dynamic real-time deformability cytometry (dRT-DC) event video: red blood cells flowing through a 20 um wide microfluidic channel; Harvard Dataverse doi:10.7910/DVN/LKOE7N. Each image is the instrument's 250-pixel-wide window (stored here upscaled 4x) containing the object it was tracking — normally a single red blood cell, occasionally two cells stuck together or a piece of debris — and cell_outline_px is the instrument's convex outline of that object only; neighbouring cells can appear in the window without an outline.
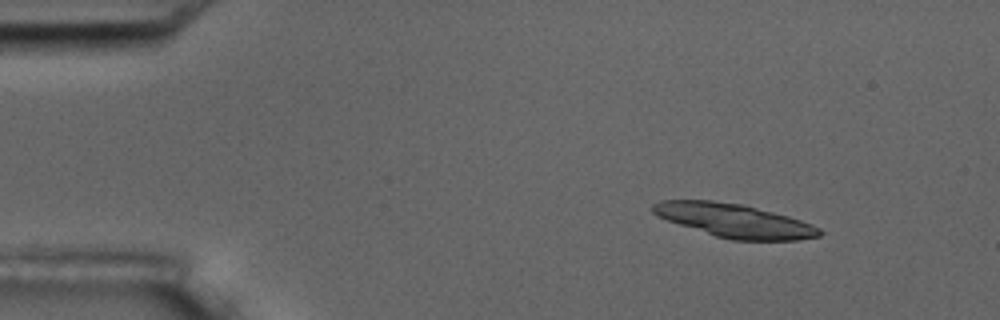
{"species": "common noctule bat (a hibernating species)", "species_latin": "Nyctalus noctula", "temperature_condition": "room temperature", "stored_images_in_passage": 15, "camera_frame_rate_fps": 3000, "um_per_image_px": 0.085, "animal": {"sex": "male", "body_mass_g": 17.5, "forearm_length_mm": 52.3}, "frame": {"image": 1, "passage_image": 1, "time_ms": 0.0, "image_size_px": [1000, 320], "cell_outline_px": [[824, 232], [820, 236], [800, 240], [732, 240], [716, 236], [656, 216], [652, 212], [652, 204], [660, 200], [712, 200], [744, 204], [788, 216], [812, 224], [820, 228]], "centroid_in_image_um": [62.44, 18.74], "position_along_channel_um": 22.6, "area_um2": 32.6}, "authors_computed_cell_mechanics": {"area_um2": 17.918, "velocity_mm_per_s": 3.5344, "shape_relaxation_time_tau1_ms": 3.0108, "shape_relaxation_time_tau2_ms": null, "deformation_change_tau1": 0.1071, "deformation_change_tau2": null}}